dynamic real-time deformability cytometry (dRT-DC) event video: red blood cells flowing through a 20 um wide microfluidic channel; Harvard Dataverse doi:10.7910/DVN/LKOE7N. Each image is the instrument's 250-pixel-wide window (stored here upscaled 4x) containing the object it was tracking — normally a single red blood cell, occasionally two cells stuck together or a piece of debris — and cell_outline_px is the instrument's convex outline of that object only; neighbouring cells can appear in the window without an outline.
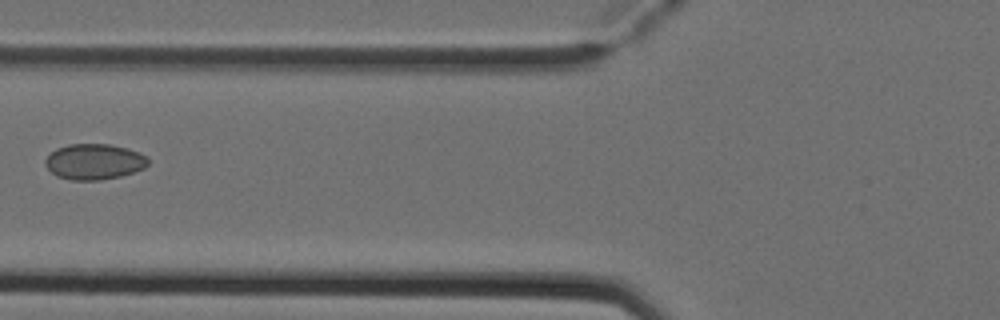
{"species": "Egyptian fruit bat (a non-hibernating species)", "species_latin": "Rousettus aegyptiacus", "temperature_condition": "cold", "stored_images_in_passage": 7, "camera_frame_rate_fps": 3000, "um_per_image_px": 0.085, "animal": {"sex": "female"}, "frame": {"image": 1, "passage_image": 7, "time_ms": 2.0, "image_size_px": [1000, 320], "cell_outline_px": [[148, 164], [144, 168], [120, 176], [100, 180], [72, 180], [56, 176], [44, 164], [44, 160], [56, 148], [68, 144], [108, 144], [128, 148], [140, 152], [148, 160]], "centroid_in_image_um": [7.99, 13.74], "position_along_channel_um": 117.8, "area_um2": 21.33}}